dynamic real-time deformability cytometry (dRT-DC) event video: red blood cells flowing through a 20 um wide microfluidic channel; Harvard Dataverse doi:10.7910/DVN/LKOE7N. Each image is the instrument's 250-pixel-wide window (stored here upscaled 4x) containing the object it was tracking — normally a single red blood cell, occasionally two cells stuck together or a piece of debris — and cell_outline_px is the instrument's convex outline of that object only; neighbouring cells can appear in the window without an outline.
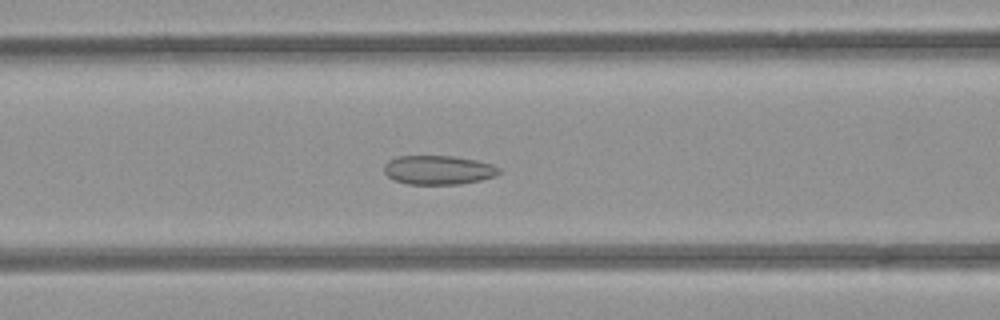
{"species": "common noctule bat (a hibernating species)", "species_latin": "Nyctalus noctula", "temperature_condition": "room temperature", "stored_images_in_passage": 53, "segment_of_instrument_passage": [1, 2], "camera_frame_rate_fps": 3000, "um_per_image_px": 0.085, "animal": {"sex": "female", "body_mass_g": 21.9}, "frame": {"image": 1, "passage_image": 21, "time_ms": 6.667, "image_size_px": [1000, 320], "cell_outline_px": [[500, 172], [496, 176], [480, 180], [460, 184], [408, 184], [396, 180], [388, 176], [384, 172], [384, 164], [388, 160], [396, 156], [452, 156], [476, 160], [492, 164], [500, 168]], "centroid_in_image_um": [37.26, 14.44], "position_along_channel_um": 129.3, "area_um2": 19.48}}
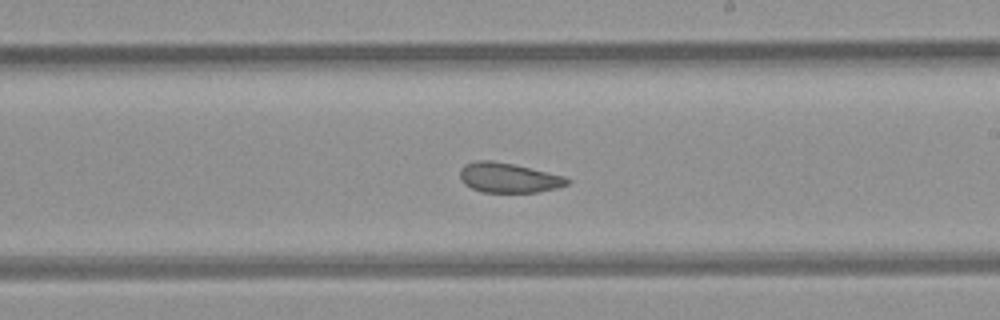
{"frame": {"image": 2, "passage_image": 30, "time_ms": 9.667, "image_size_px": [1000, 320], "cell_outline_px": [[572, 180], [568, 184], [556, 188], [536, 192], [484, 192], [472, 188], [464, 184], [460, 180], [460, 168], [464, 164], [476, 160], [492, 160], [512, 164], [564, 176]], "centroid_in_image_um": [43.19, 15.1], "position_along_channel_um": 245.8, "area_um2": 18.55}}
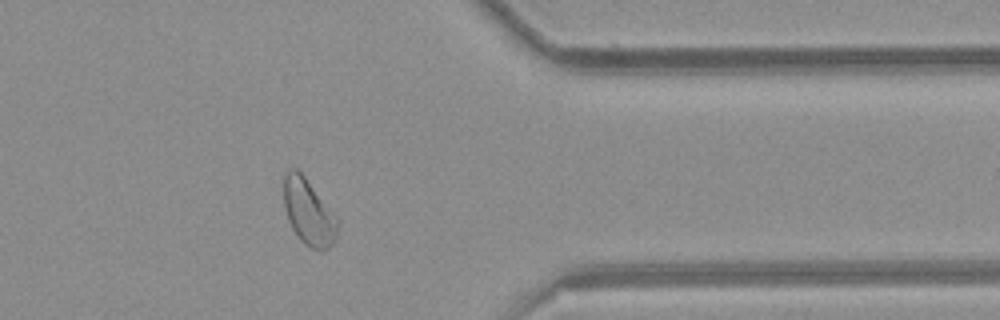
{"frame": {"image": 3, "passage_image": 42, "time_ms": 13.667, "image_size_px": [1000, 320], "cell_outline_px": [[340, 224], [336, 240], [328, 248], [312, 248], [304, 244], [300, 240], [292, 228], [288, 220], [284, 208], [284, 172], [288, 168], [296, 168], [304, 176], [340, 220]], "centroid_in_image_um": [26.24, 18.02], "position_along_channel_um": 385.2, "area_um2": 20.81}}